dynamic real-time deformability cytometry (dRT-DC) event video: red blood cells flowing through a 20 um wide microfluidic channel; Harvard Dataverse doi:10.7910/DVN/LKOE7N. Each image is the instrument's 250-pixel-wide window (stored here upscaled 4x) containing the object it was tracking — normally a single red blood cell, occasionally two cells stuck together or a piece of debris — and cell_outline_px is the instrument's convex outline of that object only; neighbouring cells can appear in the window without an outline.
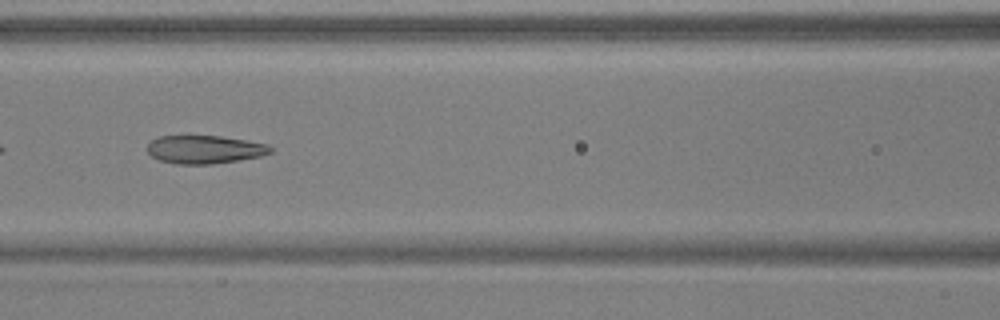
{"species": "common noctule bat (a hibernating species)", "species_latin": "Nyctalus noctula", "temperature_condition": "warm", "stored_images_in_passage": 8, "camera_frame_rate_fps": 3000, "um_per_image_px": 0.085, "animal": {"sex": "male", "body_mass_g": 17.9, "forearm_length_mm": 54.2}, "frame": {"image": 1, "passage_image": 6, "time_ms": 1.667, "image_size_px": [1000, 320], "cell_outline_px": [[272, 152], [260, 156], [212, 164], [176, 164], [160, 160], [152, 156], [148, 152], [148, 144], [156, 136], [220, 136], [268, 144], [272, 148]], "centroid_in_image_um": [17.38, 12.7], "position_along_channel_um": 149.2, "area_um2": 20.06}}
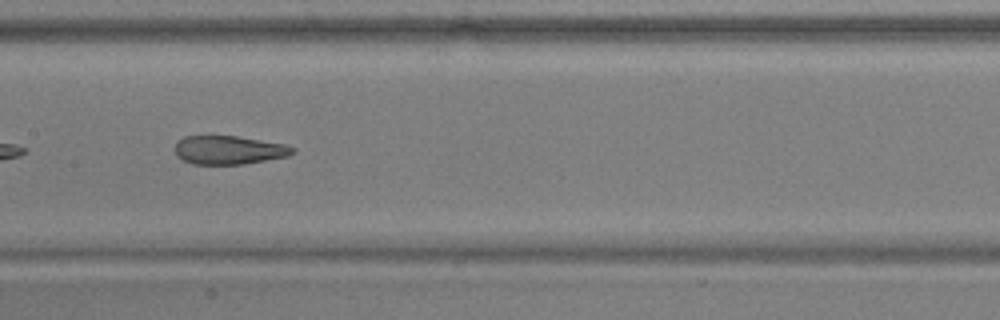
{"frame": {"image": 2, "passage_image": 7, "time_ms": 2.0, "image_size_px": [1000, 320], "cell_outline_px": [[296, 152], [288, 156], [244, 164], [192, 164], [176, 156], [176, 144], [184, 136], [236, 136], [284, 144], [296, 148]], "centroid_in_image_um": [19.48, 12.76], "position_along_channel_um": 187.9, "area_um2": 19.48}}